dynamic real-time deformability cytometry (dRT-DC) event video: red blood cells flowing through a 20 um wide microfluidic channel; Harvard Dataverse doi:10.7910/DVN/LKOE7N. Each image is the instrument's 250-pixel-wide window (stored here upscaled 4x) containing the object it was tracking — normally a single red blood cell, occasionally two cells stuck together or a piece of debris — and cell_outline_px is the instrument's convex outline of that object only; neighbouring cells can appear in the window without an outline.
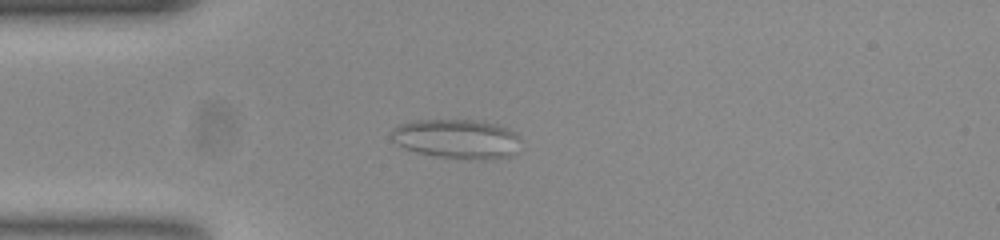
{"species": "common noctule bat (a hibernating species)", "species_latin": "Nyctalus noctula", "temperature_condition": "room temperature", "stored_images_in_passage": 56, "camera_frame_rate_fps": 3000, "um_per_image_px": 0.085, "animal": {"sex": "female", "body_mass_g": 23.0, "forearm_length_mm": 53.4}, "frame": {"image": 1, "passage_image": 14, "time_ms": 4.333, "image_size_px": [1000, 240], "cell_outline_px": [[516, 156], [484, 160], [480, 160], [444, 156], [416, 152], [404, 148], [392, 140], [392, 128], [400, 124], [412, 120], [484, 120], [500, 124], [516, 132]], "centroid_in_image_um": [38.85, 11.78], "position_along_channel_um": 46.1, "area_um2": 29.71}}
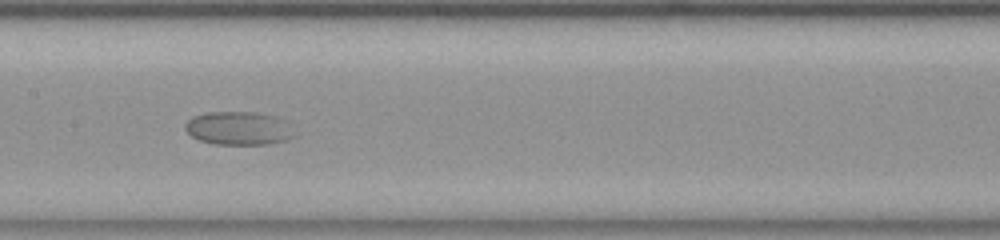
{"frame": {"image": 2, "passage_image": 27, "time_ms": 8.667, "image_size_px": [1000, 240], "cell_outline_px": [[296, 136], [284, 140], [268, 144], [216, 144], [200, 140], [192, 136], [184, 128], [184, 124], [192, 116], [208, 112], [256, 112], [276, 116], [288, 120]], "centroid_in_image_um": [20.32, 10.89], "position_along_channel_um": 187.1, "area_um2": 21.44}}
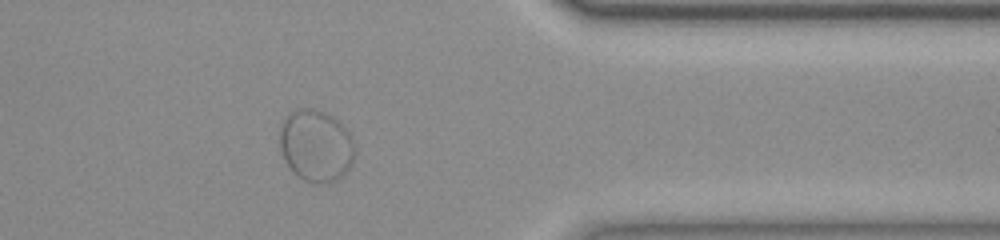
{"frame": {"image": 3, "passage_image": 45, "time_ms": 14.667, "image_size_px": [1000, 240], "cell_outline_px": [[352, 164], [344, 176], [328, 184], [316, 184], [304, 180], [288, 164], [280, 148], [280, 128], [284, 116], [288, 112], [300, 108], [316, 108], [332, 116], [352, 136]], "centroid_in_image_um": [26.84, 12.37], "position_along_channel_um": 384.6, "area_um2": 31.27}}